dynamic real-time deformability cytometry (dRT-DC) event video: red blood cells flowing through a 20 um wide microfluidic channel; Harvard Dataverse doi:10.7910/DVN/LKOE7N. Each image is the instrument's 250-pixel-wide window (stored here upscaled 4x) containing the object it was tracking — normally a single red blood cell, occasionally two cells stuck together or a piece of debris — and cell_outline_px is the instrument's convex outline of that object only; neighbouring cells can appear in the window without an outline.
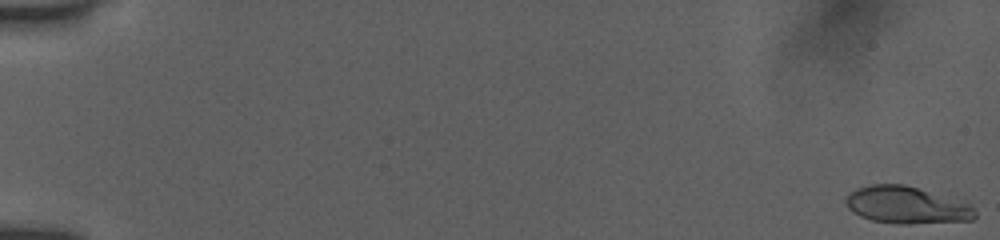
{"species": "human", "species_latin": "Homo sapiens", "temperature_condition": "room temperature", "stored_images_in_passage": 39, "camera_frame_rate_fps": 3000, "um_per_image_px": 0.085, "donor": {"sex": "female"}, "frame": {"image": 1, "passage_image": 1, "time_ms": 0.0, "image_size_px": [1000, 240], "cell_outline_px": [[976, 216], [972, 220], [908, 224], [900, 224], [872, 220], [860, 216], [852, 212], [848, 208], [844, 200], [856, 188], [872, 184], [904, 184], [968, 204], [976, 212]], "centroid_in_image_um": [77.0, 17.44], "position_along_channel_um": 8.0, "area_um2": 27.46}}
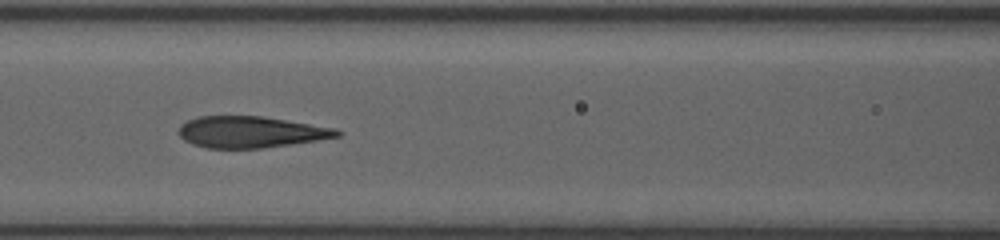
{"frame": {"image": 2, "passage_image": 24, "time_ms": 7.667, "image_size_px": [1000, 240], "cell_outline_px": [[340, 136], [292, 144], [260, 148], [204, 148], [192, 144], [184, 140], [180, 136], [180, 124], [196, 116], [260, 116], [336, 128], [340, 132]], "centroid_in_image_um": [21.27, 11.22], "position_along_channel_um": 145.3, "area_um2": 28.78}}
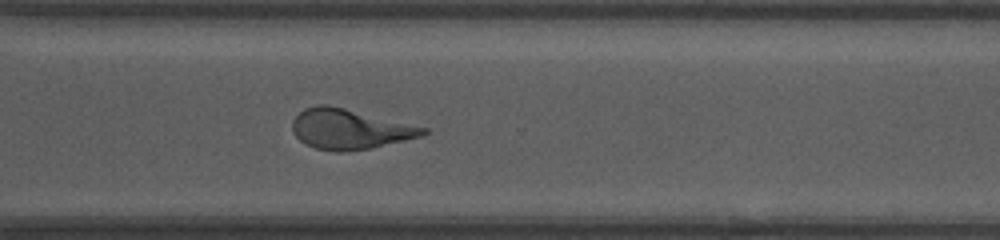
{"frame": {"image": 3, "passage_image": 39, "time_ms": 12.667, "image_size_px": [1000, 240], "cell_outline_px": [[428, 132], [424, 136], [372, 148], [344, 152], [336, 152], [316, 148], [304, 144], [292, 132], [292, 120], [304, 108], [316, 104], [328, 104], [428, 128]], "centroid_in_image_um": [29.71, 10.98], "position_along_channel_um": 340.9, "area_um2": 30.75}}